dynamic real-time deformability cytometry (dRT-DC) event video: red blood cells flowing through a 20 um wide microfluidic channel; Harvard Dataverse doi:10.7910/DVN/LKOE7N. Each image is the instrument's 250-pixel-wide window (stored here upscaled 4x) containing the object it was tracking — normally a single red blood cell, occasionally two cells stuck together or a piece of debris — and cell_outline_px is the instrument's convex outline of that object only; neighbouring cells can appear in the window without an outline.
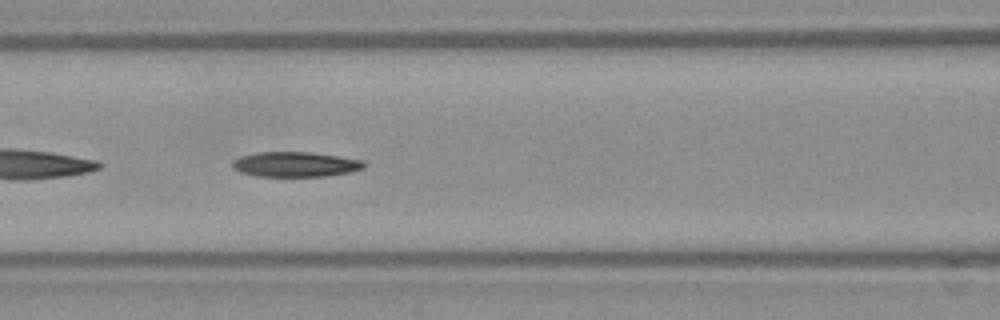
{"species": "Egyptian fruit bat (a non-hibernating species)", "species_latin": "Rousettus aegyptiacus", "temperature_condition": "warm", "stored_images_in_passage": 53, "segment_of_instrument_passage": [2, 2], "camera_frame_rate_fps": 3000, "um_per_image_px": 0.085, "frame": {"image": 1, "passage_image": 22, "time_ms": 7.0, "image_size_px": [1000, 320], "cell_outline_px": [[368, 164], [364, 168], [348, 172], [328, 176], [256, 176], [240, 172], [232, 168], [232, 160], [240, 156], [260, 152], [308, 152], [340, 156], [364, 160]], "centroid_in_image_um": [25.12, 13.96], "position_along_channel_um": 141.5, "area_um2": 19.31}}
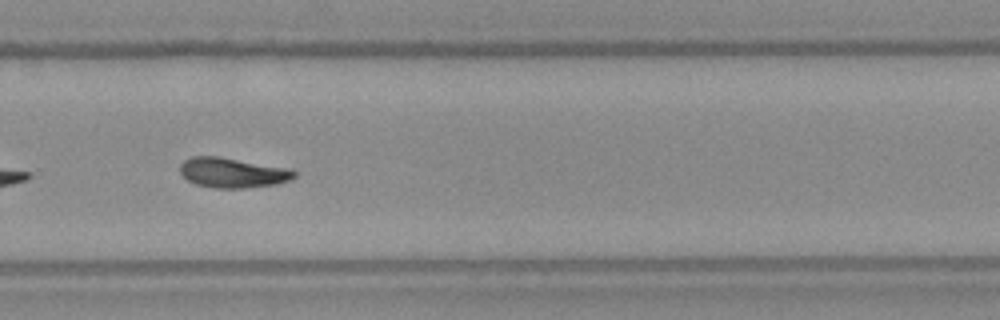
{"frame": {"image": 2, "passage_image": 35, "time_ms": 11.333, "image_size_px": [1000, 320], "cell_outline_px": [[296, 176], [288, 180], [276, 184], [244, 188], [216, 188], [196, 184], [188, 180], [180, 172], [180, 164], [184, 160], [192, 156], [220, 156], [292, 168], [296, 172]], "centroid_in_image_um": [19.79, 14.66], "position_along_channel_um": 310.0, "area_um2": 20.11}}
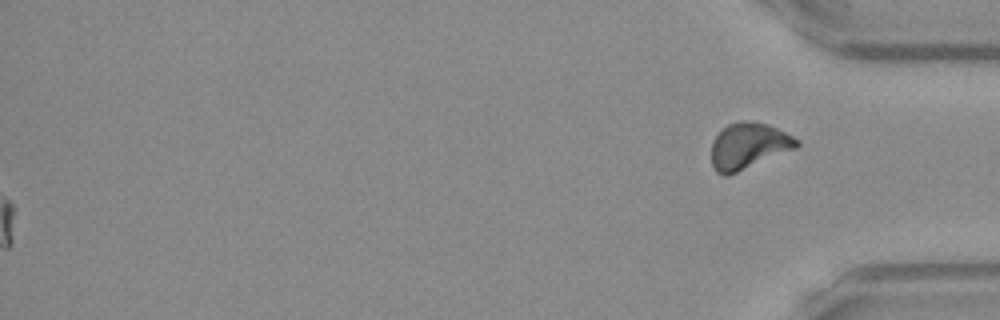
{"frame": {"image": 3, "passage_image": 53, "time_ms": 17.333, "image_size_px": [1000, 320], "cell_outline_px": [[800, 144], [796, 148], [728, 176], [724, 176], [716, 172], [712, 164], [712, 140], [728, 124], [740, 120], [748, 120], [768, 124], [800, 140]], "centroid_in_image_um": [63.61, 12.4], "position_along_channel_um": 371.6, "area_um2": 22.89}}